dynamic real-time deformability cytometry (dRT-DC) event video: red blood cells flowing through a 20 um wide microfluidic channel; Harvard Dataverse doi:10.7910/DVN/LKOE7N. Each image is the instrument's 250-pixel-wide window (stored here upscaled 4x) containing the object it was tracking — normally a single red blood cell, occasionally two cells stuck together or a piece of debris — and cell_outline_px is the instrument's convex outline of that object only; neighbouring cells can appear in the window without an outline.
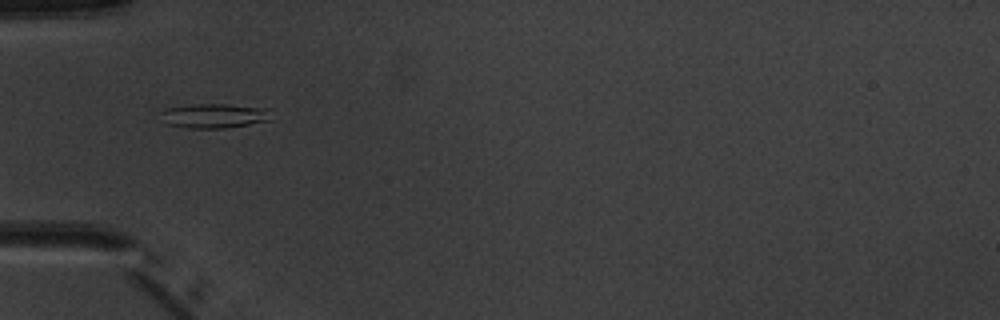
{"species": "common noctule bat (a hibernating species)", "species_latin": "Nyctalus noctula", "temperature_condition": "warm", "stored_images_in_passage": 7, "camera_frame_rate_fps": 3000, "um_per_image_px": 0.085, "animal": {"sex": "male", "body_mass_g": 20.1, "forearm_length_mm": 53.5}, "frame": {"image": 1, "passage_image": 4, "time_ms": 4.667, "image_size_px": [1000, 320], "cell_outline_px": [[272, 120], [228, 128], [188, 128], [168, 124], [156, 112], [164, 108], [192, 104], [224, 104], [272, 108]], "centroid_in_image_um": [18.23, 9.83], "position_along_channel_um": 66.8, "area_um2": 16.24}}
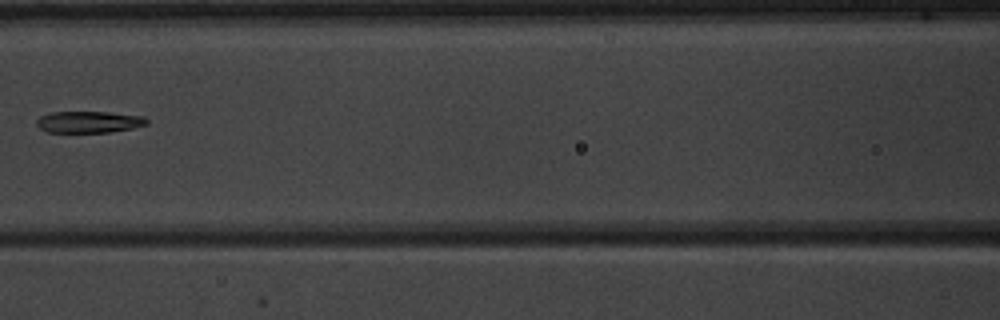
{"frame": {"image": 2, "passage_image": 6, "time_ms": 7.0, "image_size_px": [1000, 320], "cell_outline_px": [[148, 124], [132, 128], [108, 132], [48, 132], [40, 128], [36, 124], [36, 120], [40, 116], [52, 112], [108, 112], [144, 116], [148, 120]], "centroid_in_image_um": [7.56, 10.36], "position_along_channel_um": 159.0, "area_um2": 13.81}}
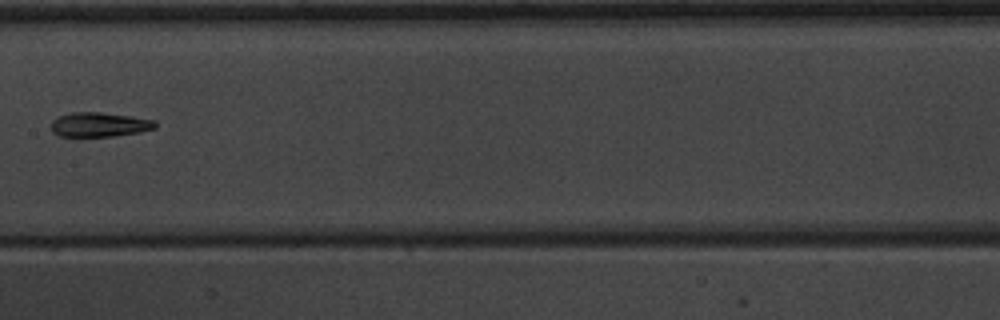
{"frame": {"image": 3, "passage_image": 7, "time_ms": 8.0, "image_size_px": [1000, 320], "cell_outline_px": [[156, 128], [140, 132], [112, 136], [60, 136], [52, 132], [52, 120], [56, 116], [72, 112], [100, 112], [132, 116], [156, 120]], "centroid_in_image_um": [8.45, 10.58], "position_along_channel_um": 199.0, "area_um2": 14.91}}